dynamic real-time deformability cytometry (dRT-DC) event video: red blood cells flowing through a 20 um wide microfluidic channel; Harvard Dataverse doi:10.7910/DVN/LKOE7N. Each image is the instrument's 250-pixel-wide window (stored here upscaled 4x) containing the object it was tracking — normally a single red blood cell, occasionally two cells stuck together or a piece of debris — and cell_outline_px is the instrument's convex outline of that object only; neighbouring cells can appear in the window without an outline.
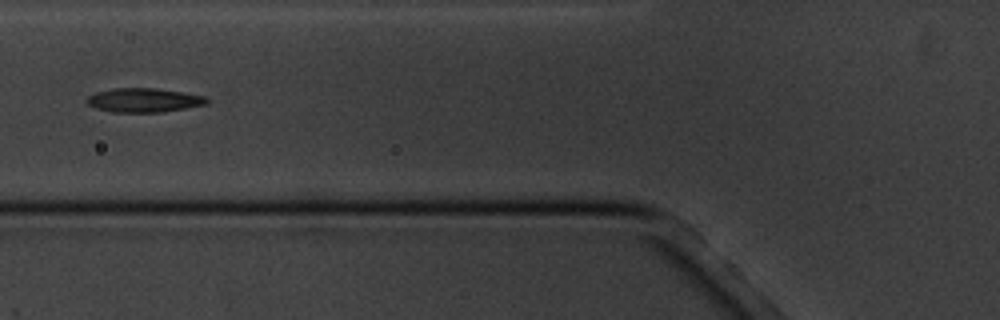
{"species": "common noctule bat (a hibernating species)", "species_latin": "Nyctalus noctula", "temperature_condition": "cold", "stored_images_in_passage": 16, "segment_of_instrument_passage": [1, 2], "camera_frame_rate_fps": 3000, "um_per_image_px": 0.085, "animal": {"sex": "male", "body_mass_g": 20.1, "forearm_length_mm": 53.5}, "frame": {"image": 1, "passage_image": 5, "time_ms": 4.333, "image_size_px": [1000, 320], "cell_outline_px": [[208, 104], [160, 112], [112, 112], [96, 108], [88, 104], [88, 96], [96, 92], [112, 88], [156, 88], [184, 92], [204, 96], [208, 100]], "centroid_in_image_um": [12.23, 8.51], "position_along_channel_um": 113.6, "area_um2": 16.7}}
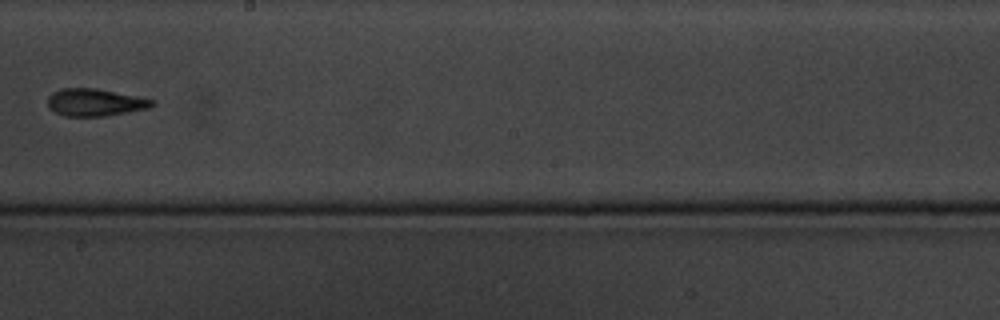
{"frame": {"image": 2, "passage_image": 8, "time_ms": 8.0, "image_size_px": [1000, 320], "cell_outline_px": [[152, 104], [148, 108], [104, 116], [64, 116], [48, 108], [48, 96], [52, 92], [60, 88], [96, 88], [136, 96], [152, 100]], "centroid_in_image_um": [7.99, 8.69], "position_along_channel_um": 240.2, "area_um2": 16.42}}
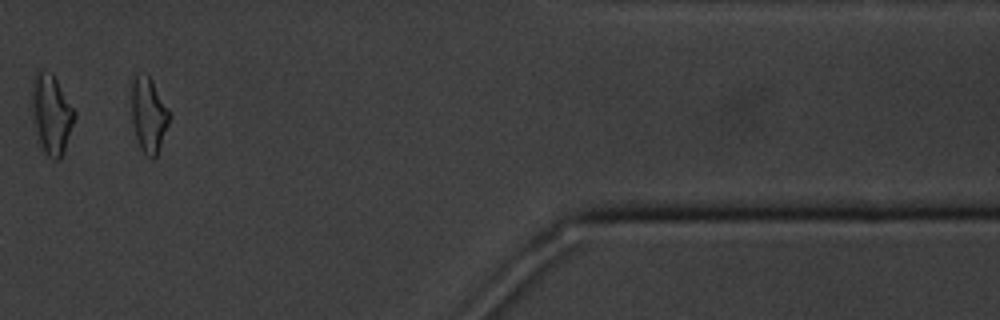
{"frame": {"image": 3, "passage_image": 13, "time_ms": 13.667, "image_size_px": [1000, 320], "cell_outline_px": [[172, 116], [160, 148], [156, 156], [152, 160], [140, 148], [136, 140], [132, 124], [132, 80], [136, 76], [148, 72], [172, 112]], "centroid_in_image_um": [12.67, 9.75], "position_along_channel_um": 398.7, "area_um2": 17.11}}